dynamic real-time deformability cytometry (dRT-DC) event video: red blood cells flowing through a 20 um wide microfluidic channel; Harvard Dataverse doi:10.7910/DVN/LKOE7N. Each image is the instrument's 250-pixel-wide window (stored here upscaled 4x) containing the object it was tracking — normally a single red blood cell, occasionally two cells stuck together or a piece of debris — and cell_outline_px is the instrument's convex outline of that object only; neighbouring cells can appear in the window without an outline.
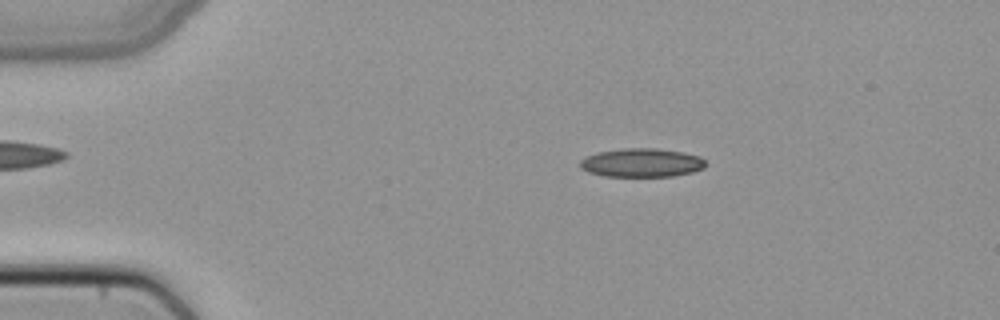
{"species": "common noctule bat (a hibernating species)", "species_latin": "Nyctalus noctula", "temperature_condition": "cold", "stored_images_in_passage": 42, "camera_frame_rate_fps": 3000, "um_per_image_px": 0.085, "animal": {"sex": "female", "body_mass_g": 22.7, "forearm_length_mm": 54.2}, "frame": {"image": 1, "passage_image": 2, "time_ms": 0.333, "image_size_px": [1000, 320], "cell_outline_px": [[708, 164], [704, 168], [692, 172], [672, 176], [604, 176], [588, 172], [580, 168], [580, 160], [596, 152], [624, 148], [656, 148], [684, 152], [700, 156]], "centroid_in_image_um": [54.56, 13.82], "position_along_channel_um": 30.4, "area_um2": 21.1}}
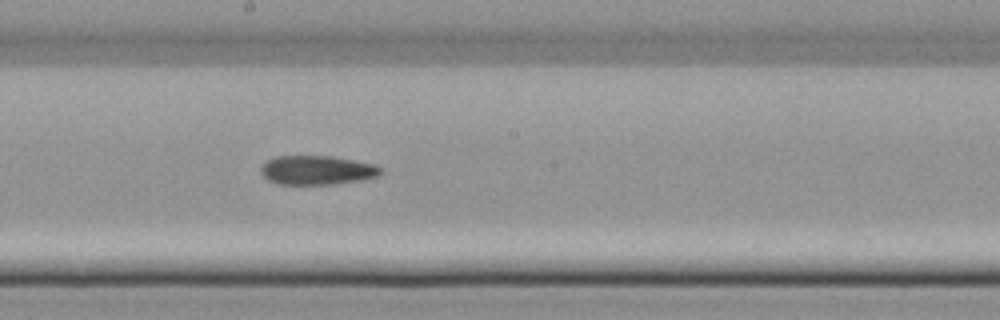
{"frame": {"image": 2, "passage_image": 20, "time_ms": 6.333, "image_size_px": [1000, 320], "cell_outline_px": [[384, 172], [380, 176], [364, 180], [332, 184], [276, 184], [268, 180], [260, 172], [260, 168], [268, 160], [276, 156], [332, 156], [376, 164], [384, 168]], "centroid_in_image_um": [27.02, 14.46], "position_along_channel_um": 221.2, "area_um2": 20.63}}
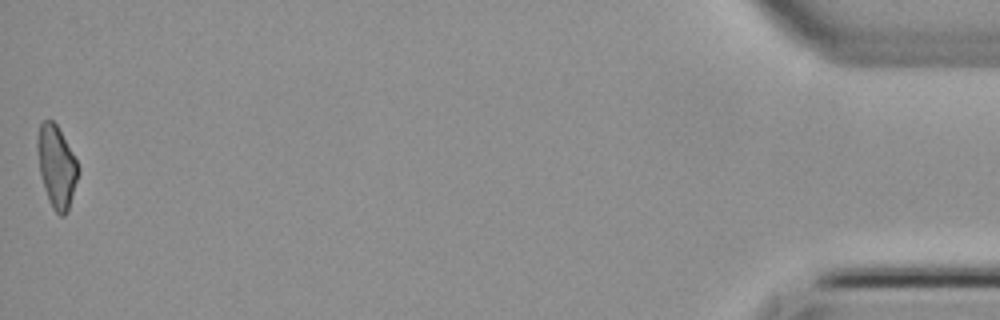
{"frame": {"image": 3, "passage_image": 42, "time_ms": 13.667, "image_size_px": [1000, 320], "cell_outline_px": [[80, 172], [68, 212], [64, 216], [60, 216], [52, 208], [48, 200], [40, 176], [36, 148], [36, 136], [40, 124], [44, 120], [52, 120], [56, 124], [72, 152], [80, 168]], "centroid_in_image_um": [4.8, 14.18], "position_along_channel_um": 430.4, "area_um2": 19.83}}